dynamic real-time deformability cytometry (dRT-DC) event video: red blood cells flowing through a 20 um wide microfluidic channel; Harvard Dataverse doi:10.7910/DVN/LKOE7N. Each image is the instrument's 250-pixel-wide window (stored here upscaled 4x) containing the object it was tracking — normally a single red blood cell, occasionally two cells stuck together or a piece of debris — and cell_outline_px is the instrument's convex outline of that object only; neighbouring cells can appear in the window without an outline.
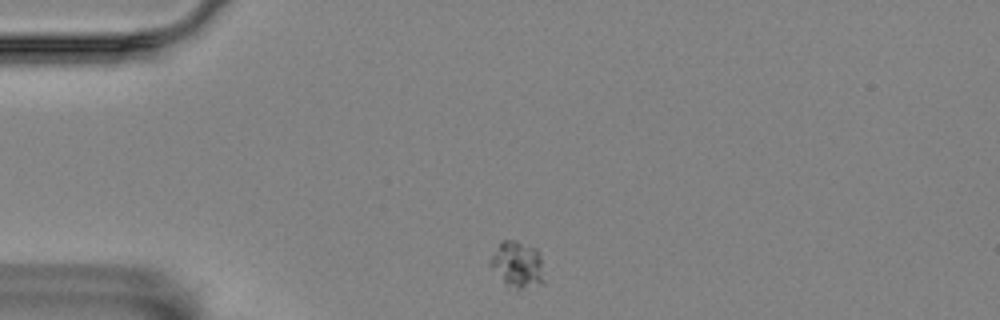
{"species": "Egyptian fruit bat (a non-hibernating species)", "species_latin": "Rousettus aegyptiacus", "temperature_condition": "room temperature", "stored_images_in_passage": 2, "camera_frame_rate_fps": 3000, "um_per_image_px": 0.085, "animal": {"sex": "female"}, "frame": {"image": 1, "passage_image": 1, "time_ms": 0.0, "image_size_px": [1000, 320], "cell_outline_px": [[548, 280], [544, 284], [520, 292], [516, 292], [488, 264], [488, 260], [500, 240], [516, 240], [536, 248]], "centroid_in_image_um": [44.04, 22.53], "position_along_channel_um": 41.0, "area_um2": 15.2}}